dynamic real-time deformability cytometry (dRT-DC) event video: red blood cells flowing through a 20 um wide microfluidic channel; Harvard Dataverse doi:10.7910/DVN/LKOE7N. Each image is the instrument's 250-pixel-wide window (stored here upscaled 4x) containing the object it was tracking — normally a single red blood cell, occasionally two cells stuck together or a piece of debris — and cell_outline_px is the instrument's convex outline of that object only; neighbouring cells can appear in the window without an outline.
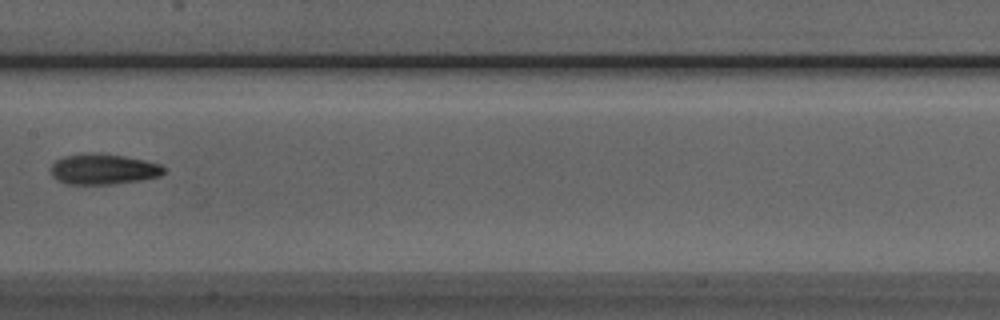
{"species": "Egyptian fruit bat (a non-hibernating species)", "species_latin": "Rousettus aegyptiacus", "temperature_condition": "room temperature", "stored_images_in_passage": 8, "camera_frame_rate_fps": 3000, "um_per_image_px": 0.085, "animal": {"sex": "male"}, "frame": {"image": 1, "passage_image": 8, "time_ms": 8.0, "image_size_px": [1000, 320], "cell_outline_px": [[164, 172], [160, 176], [140, 180], [112, 184], [68, 184], [52, 176], [52, 164], [56, 160], [64, 156], [100, 152], [124, 156], [144, 160], [160, 164], [164, 168]], "centroid_in_image_um": [8.8, 14.37], "position_along_channel_um": 198.6, "area_um2": 19.94}}